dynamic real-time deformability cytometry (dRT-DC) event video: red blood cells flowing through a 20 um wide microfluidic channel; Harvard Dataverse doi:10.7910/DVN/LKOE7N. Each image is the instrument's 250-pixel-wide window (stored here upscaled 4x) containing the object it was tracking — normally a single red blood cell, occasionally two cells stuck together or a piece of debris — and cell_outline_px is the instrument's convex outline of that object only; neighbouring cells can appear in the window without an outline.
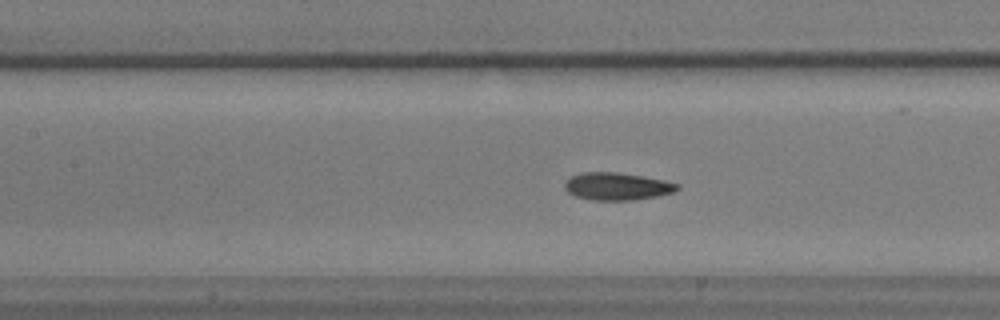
{"species": "common noctule bat (a hibernating species)", "species_latin": "Nyctalus noctula", "temperature_condition": "warm", "stored_images_in_passage": 56, "camera_frame_rate_fps": 3000, "um_per_image_px": 0.085, "animal": {"sex": "male", "body_mass_g": 17.9}, "frame": {"image": 1, "passage_image": 24, "time_ms": 7.667, "image_size_px": [1000, 320], "cell_outline_px": [[680, 188], [672, 192], [656, 196], [632, 200], [592, 200], [576, 196], [568, 192], [564, 188], [564, 180], [580, 172], [616, 172], [644, 176], [664, 180], [680, 184]], "centroid_in_image_um": [52.42, 15.83], "position_along_channel_um": 155.0, "area_um2": 18.09}}
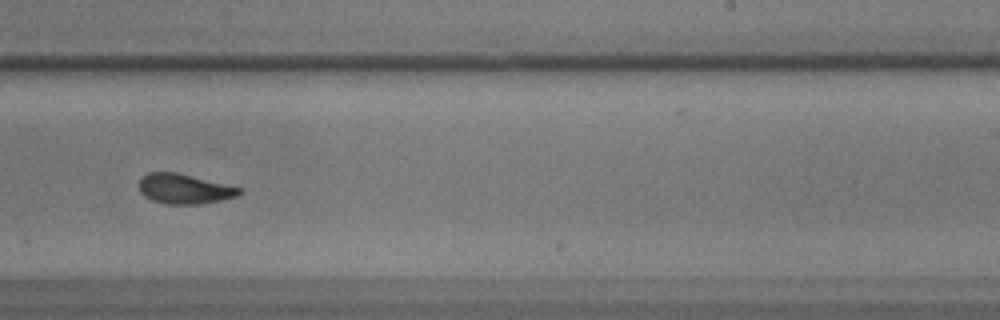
{"frame": {"image": 2, "passage_image": 34, "time_ms": 11.0, "image_size_px": [1000, 320], "cell_outline_px": [[244, 192], [236, 196], [220, 200], [200, 204], [164, 204], [152, 200], [144, 196], [140, 192], [140, 180], [148, 172], [176, 172], [240, 188]], "centroid_in_image_um": [15.64, 16.06], "position_along_channel_um": 273.4, "area_um2": 17.22}}
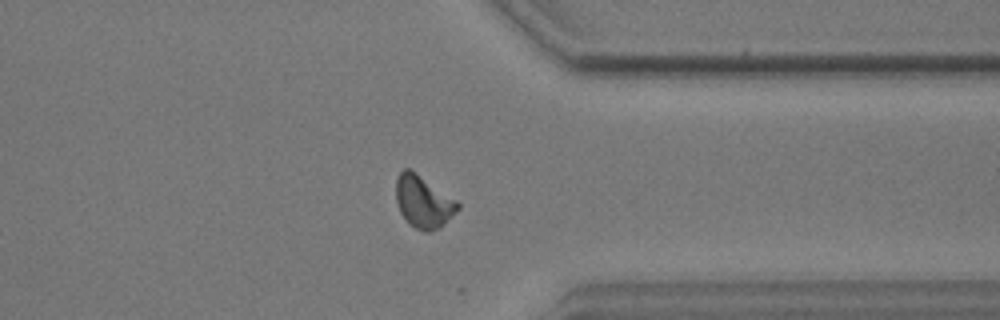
{"frame": {"image": 3, "passage_image": 43, "time_ms": 14.0, "image_size_px": [1000, 320], "cell_outline_px": [[460, 208], [440, 228], [428, 232], [424, 232], [408, 224], [400, 212], [396, 200], [396, 180], [400, 172], [404, 168], [408, 168], [456, 200], [460, 204]], "centroid_in_image_um": [35.97, 17.18], "position_along_channel_um": 375.4, "area_um2": 18.55}, "authors_computed_cell_mechanics": {"area_um2": 17.7735, "velocity_mm_per_s": 3.5646, "shape_relaxation_time_tau1_ms": 2.9254, "shape_relaxation_time_tau2_ms": 1.7842, "deformation_change_tau1": 0.1393, "deformation_change_tau2": 0.0608}}